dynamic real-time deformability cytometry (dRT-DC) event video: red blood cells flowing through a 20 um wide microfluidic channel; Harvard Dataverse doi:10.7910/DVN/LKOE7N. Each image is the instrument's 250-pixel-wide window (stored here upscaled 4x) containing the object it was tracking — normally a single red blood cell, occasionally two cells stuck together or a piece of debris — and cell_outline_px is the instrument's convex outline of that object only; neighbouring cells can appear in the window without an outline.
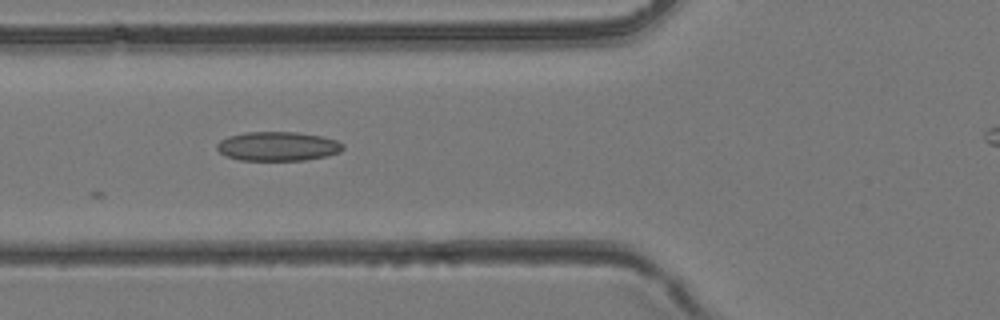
{"species": "common noctule bat (a hibernating species)", "species_latin": "Nyctalus noctula", "temperature_condition": "room temperature", "stored_images_in_passage": 23, "camera_frame_rate_fps": 3000, "um_per_image_px": 0.085, "animal": {"sex": "female", "body_mass_g": 24.6, "forearm_length_mm": 56.2}, "frame": {"image": 1, "passage_image": 3, "time_ms": 0.667, "image_size_px": [1000, 320], "cell_outline_px": [[344, 148], [340, 152], [324, 156], [304, 160], [240, 160], [224, 156], [216, 148], [216, 144], [220, 140], [228, 136], [244, 132], [296, 132], [320, 136], [336, 140], [344, 144]], "centroid_in_image_um": [23.57, 12.43], "position_along_channel_um": 102.2, "area_um2": 21.44}}
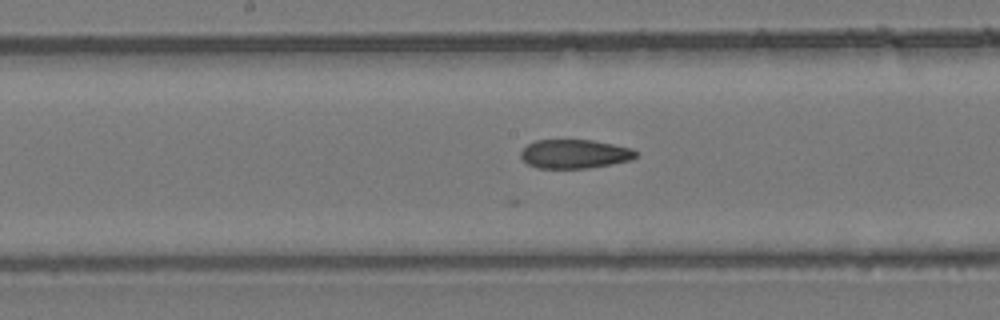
{"frame": {"image": 2, "passage_image": 9, "time_ms": 2.667, "image_size_px": [1000, 320], "cell_outline_px": [[636, 156], [632, 160], [612, 164], [588, 168], [536, 168], [528, 164], [520, 156], [520, 152], [528, 144], [536, 140], [592, 140], [632, 148], [636, 152]], "centroid_in_image_um": [48.84, 13.09], "position_along_channel_um": 199.4, "area_um2": 19.36}}
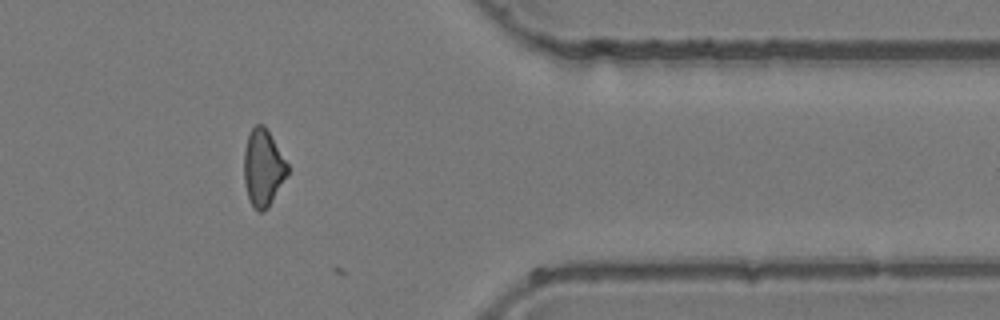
{"frame": {"image": 3, "passage_image": 22, "time_ms": 7.0, "image_size_px": [1000, 320], "cell_outline_px": [[288, 172], [268, 208], [264, 212], [256, 212], [248, 200], [244, 184], [244, 148], [248, 136], [252, 128], [256, 124], [264, 124], [288, 164]], "centroid_in_image_um": [22.33, 14.29], "position_along_channel_um": 389.1, "area_um2": 19.54}}